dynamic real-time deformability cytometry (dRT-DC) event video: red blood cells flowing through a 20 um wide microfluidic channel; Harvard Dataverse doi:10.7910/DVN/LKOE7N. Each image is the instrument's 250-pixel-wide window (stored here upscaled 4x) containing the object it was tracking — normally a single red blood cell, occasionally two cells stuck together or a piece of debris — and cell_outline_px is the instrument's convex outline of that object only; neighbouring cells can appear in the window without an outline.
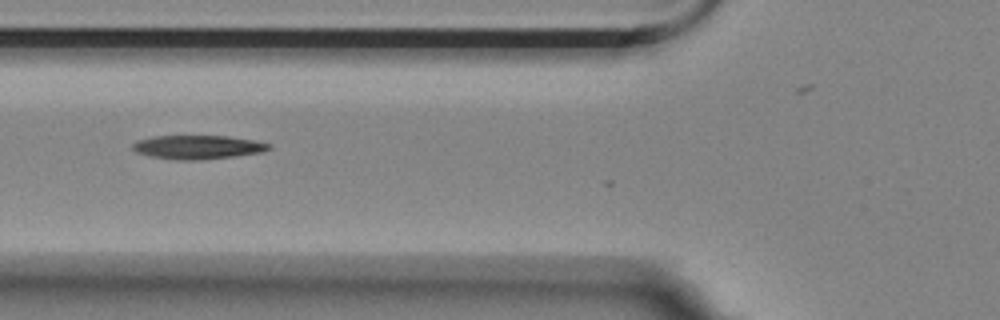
{"species": "Egyptian fruit bat (a non-hibernating species)", "species_latin": "Rousettus aegyptiacus", "temperature_condition": "room temperature", "stored_images_in_passage": 6, "camera_frame_rate_fps": 3000, "um_per_image_px": 0.085, "animal": {"sex": "female"}, "frame": {"image": 1, "passage_image": 4, "time_ms": 1.0, "image_size_px": [1000, 320], "cell_outline_px": [[272, 148], [260, 152], [236, 156], [200, 160], [176, 160], [148, 156], [136, 152], [132, 148], [132, 144], [136, 140], [152, 136], [228, 136], [256, 140], [272, 144]], "centroid_in_image_um": [16.8, 12.5], "position_along_channel_um": 109.0, "area_um2": 19.13}}
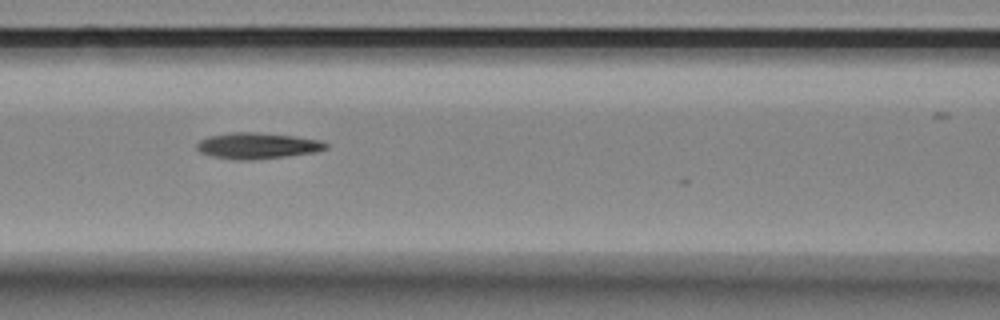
{"frame": {"image": 2, "passage_image": 5, "time_ms": 1.333, "image_size_px": [1000, 320], "cell_outline_px": [[328, 148], [316, 152], [284, 156], [248, 160], [212, 156], [200, 152], [196, 148], [196, 144], [200, 140], [208, 136], [232, 132], [256, 132], [296, 136], [320, 140], [328, 144]], "centroid_in_image_um": [21.89, 12.37], "position_along_channel_um": 144.7, "area_um2": 19.42}}